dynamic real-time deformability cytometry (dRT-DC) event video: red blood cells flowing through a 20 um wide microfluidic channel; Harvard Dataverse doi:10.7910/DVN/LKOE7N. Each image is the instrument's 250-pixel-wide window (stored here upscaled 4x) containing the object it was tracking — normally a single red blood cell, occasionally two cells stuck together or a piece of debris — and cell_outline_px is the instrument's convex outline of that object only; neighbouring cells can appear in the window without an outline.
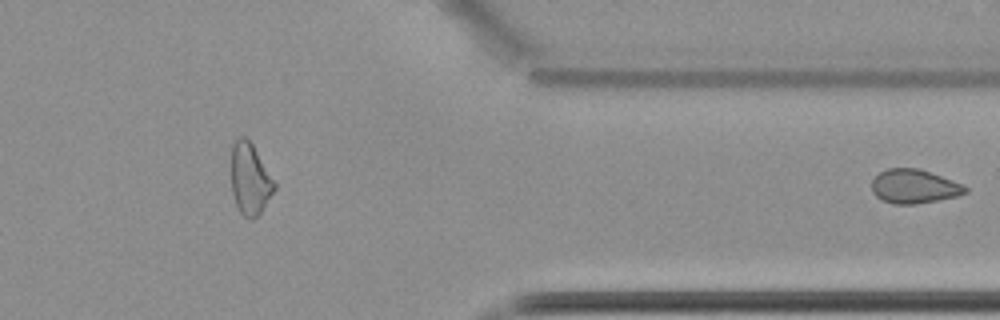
{"species": "common noctule bat (a hibernating species)", "species_latin": "Nyctalus noctula", "temperature_condition": "cold", "stored_images_in_passage": 45, "segment_of_instrument_passage": [2, 2], "camera_frame_rate_fps": 3000, "um_per_image_px": 0.085, "animal": {"sex": "female", "body_mass_g": 22.7, "forearm_length_mm": 54.2}, "frame": {"image": 1, "passage_image": 45, "time_ms": 14.667, "image_size_px": [1000, 320], "cell_outline_px": [[968, 192], [956, 196], [916, 204], [892, 204], [880, 200], [872, 192], [872, 180], [880, 172], [888, 168], [916, 168], [964, 184], [968, 188]], "centroid_in_image_um": [77.68, 15.86], "position_along_channel_um": 333.7, "area_um2": 18.44}}